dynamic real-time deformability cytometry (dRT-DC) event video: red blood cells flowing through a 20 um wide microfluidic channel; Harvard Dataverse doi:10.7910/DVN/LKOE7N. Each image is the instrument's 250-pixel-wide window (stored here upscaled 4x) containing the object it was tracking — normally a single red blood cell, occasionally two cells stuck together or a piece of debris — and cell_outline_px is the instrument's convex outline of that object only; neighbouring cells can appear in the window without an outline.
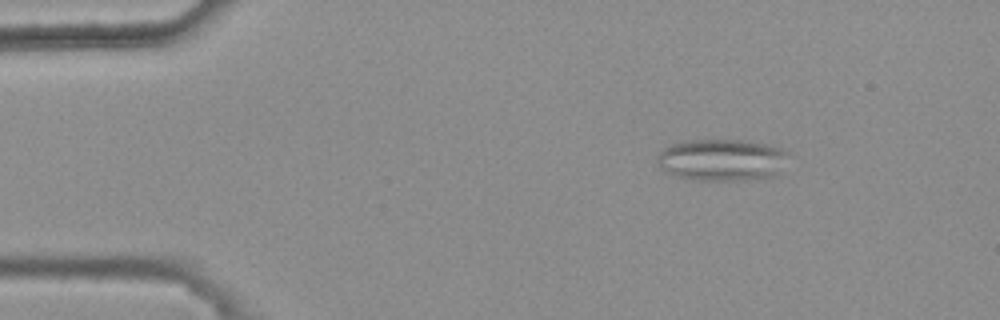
{"species": "common noctule bat (a hibernating species)", "species_latin": "Nyctalus noctula", "temperature_condition": "warm", "stored_images_in_passage": 5, "camera_frame_rate_fps": 3000, "um_per_image_px": 0.085, "animal": {"sex": "female", "body_mass_g": 25.1}, "frame": {"image": 1, "passage_image": 3, "time_ms": 0.667, "image_size_px": [1000, 320], "cell_outline_px": [[788, 152], [780, 172], [772, 176], [744, 180], [692, 180], [676, 176], [664, 172], [660, 168], [656, 160], [656, 156], [664, 148], [672, 144], [688, 140], [748, 140], [768, 144], [784, 148]], "centroid_in_image_um": [61.34, 13.59], "position_along_channel_um": 23.7, "area_um2": 32.31}}